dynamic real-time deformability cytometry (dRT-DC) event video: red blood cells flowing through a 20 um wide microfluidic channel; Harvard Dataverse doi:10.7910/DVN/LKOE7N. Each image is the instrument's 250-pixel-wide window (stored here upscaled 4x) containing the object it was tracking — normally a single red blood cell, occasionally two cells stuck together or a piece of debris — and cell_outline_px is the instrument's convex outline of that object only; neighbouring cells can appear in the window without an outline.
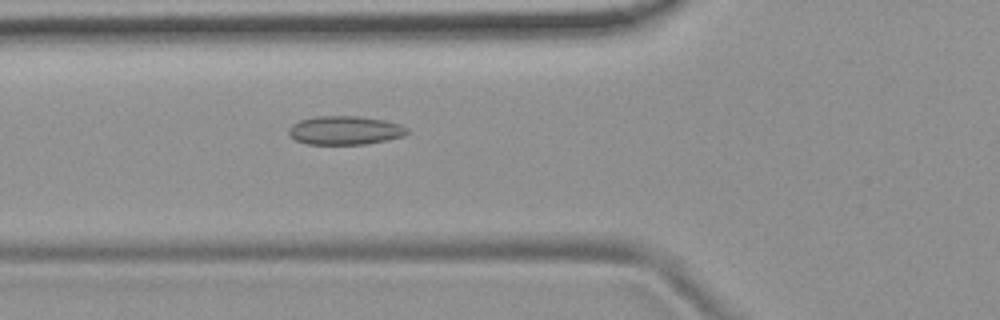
{"species": "common noctule bat (a hibernating species)", "species_latin": "Nyctalus noctula", "temperature_condition": "room temperature", "stored_images_in_passage": 53, "camera_frame_rate_fps": 3000, "um_per_image_px": 0.085, "animal": {"sex": "female", "body_mass_g": 19.9}, "frame": {"image": 1, "passage_image": 19, "time_ms": 6.0, "image_size_px": [1000, 320], "cell_outline_px": [[408, 132], [404, 136], [388, 140], [364, 144], [308, 144], [296, 140], [288, 132], [288, 128], [292, 124], [300, 120], [316, 116], [356, 116], [384, 120], [400, 124], [408, 128]], "centroid_in_image_um": [29.34, 11.08], "position_along_channel_um": 96.5, "area_um2": 19.77}}
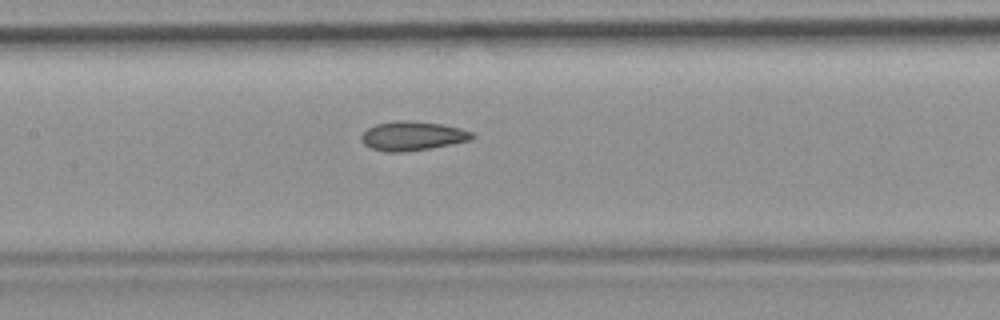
{"frame": {"image": 2, "passage_image": 25, "time_ms": 8.0, "image_size_px": [1000, 320], "cell_outline_px": [[476, 136], [472, 140], [432, 148], [404, 152], [388, 152], [372, 148], [364, 144], [360, 136], [368, 128], [376, 124], [396, 120], [400, 120], [440, 124], [460, 128], [472, 132]], "centroid_in_image_um": [35.08, 11.56], "position_along_channel_um": 172.3, "area_um2": 18.73}}
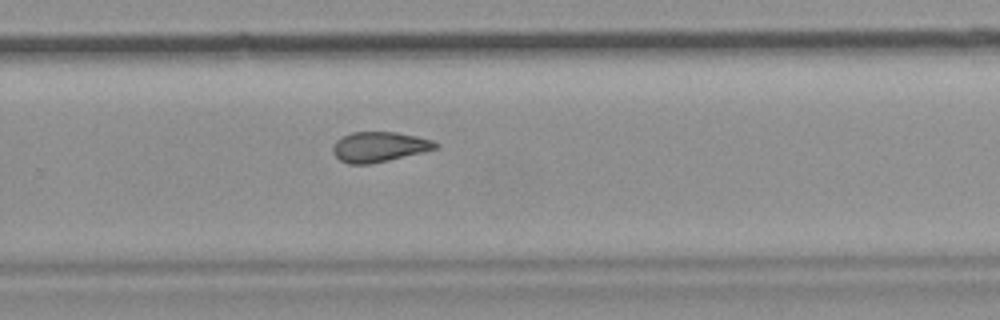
{"frame": {"image": 3, "passage_image": 35, "time_ms": 11.333, "image_size_px": [1000, 320], "cell_outline_px": [[440, 144], [436, 148], [388, 160], [368, 164], [348, 164], [340, 160], [332, 152], [332, 148], [336, 140], [352, 132], [396, 132], [416, 136], [432, 140]], "centroid_in_image_um": [32.2, 12.47], "position_along_channel_um": 297.6, "area_um2": 17.74}, "authors_computed_cell_mechanics": {"area_um2": 18.8428, "velocity_mm_per_s": 3.7783, "shape_relaxation_time_tau1_ms": null, "shape_relaxation_time_tau2_ms": 3.6625, "deformation_change_tau1": null, "deformation_change_tau2": 0.0872}}